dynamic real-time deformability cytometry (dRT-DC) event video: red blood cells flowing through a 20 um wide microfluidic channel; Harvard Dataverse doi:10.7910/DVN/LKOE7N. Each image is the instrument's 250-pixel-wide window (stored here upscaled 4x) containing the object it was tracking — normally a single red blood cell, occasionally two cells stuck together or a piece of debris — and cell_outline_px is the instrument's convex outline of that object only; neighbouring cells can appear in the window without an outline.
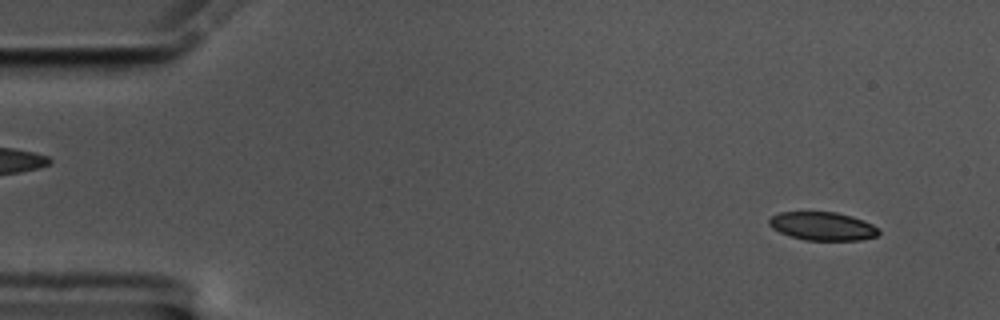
{"species": "common noctule bat (a hibernating species)", "species_latin": "Nyctalus noctula", "temperature_condition": "cold", "stored_images_in_passage": 57, "camera_frame_rate_fps": 3000, "um_per_image_px": 0.085, "animal": {"sex": "male", "body_mass_g": 17.5, "forearm_length_mm": 52.3}, "frame": {"image": 1, "passage_image": 4, "time_ms": 1.0, "image_size_px": [1000, 320], "cell_outline_px": [[880, 236], [860, 240], [804, 240], [788, 236], [772, 228], [768, 224], [768, 220], [772, 216], [780, 212], [836, 212], [852, 216], [864, 220], [880, 228]], "centroid_in_image_um": [69.95, 19.23], "position_along_channel_um": 15.0, "area_um2": 18.38}}
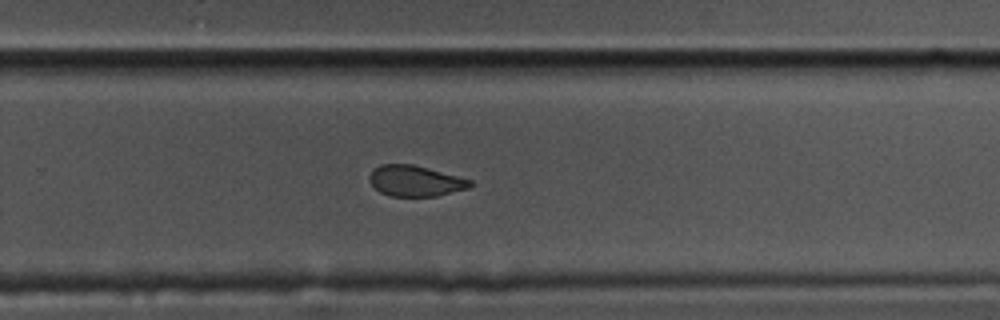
{"frame": {"image": 2, "passage_image": 37, "time_ms": 12.0, "image_size_px": [1000, 320], "cell_outline_px": [[476, 184], [468, 188], [436, 196], [388, 196], [380, 192], [368, 180], [368, 176], [380, 164], [412, 164], [428, 168], [472, 180]], "centroid_in_image_um": [35.31, 15.38], "position_along_channel_um": 294.5, "area_um2": 18.03}}
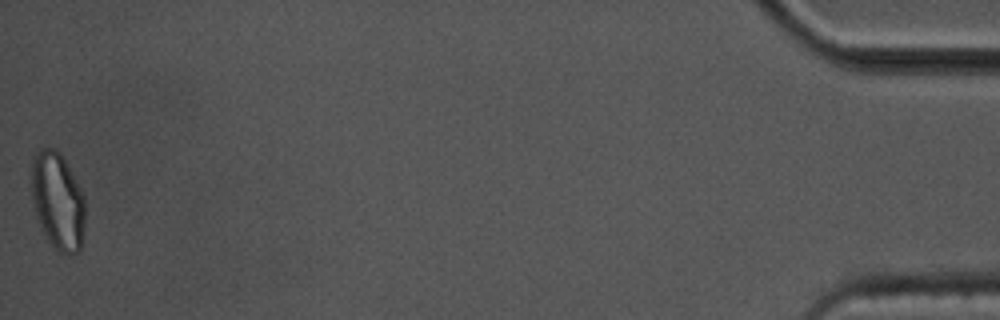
{"frame": {"image": 3, "passage_image": 57, "time_ms": 18.667, "image_size_px": [1000, 320], "cell_outline_px": [[84, 232], [80, 252], [60, 252], [44, 236], [36, 220], [32, 200], [32, 156], [40, 148], [56, 148], [64, 160], [80, 188], [84, 196]], "centroid_in_image_um": [4.88, 17.09], "position_along_channel_um": 430.3, "area_um2": 30.4}, "authors_computed_cell_mechanics": {"area_um2": 19.7098, "velocity_mm_per_s": 3.4875, "shape_relaxation_time_tau1_ms": 8.0052, "shape_relaxation_time_tau2_ms": 2.4428, "deformation_change_tau1": 0.1489, "deformation_change_tau2": 0.0709}}